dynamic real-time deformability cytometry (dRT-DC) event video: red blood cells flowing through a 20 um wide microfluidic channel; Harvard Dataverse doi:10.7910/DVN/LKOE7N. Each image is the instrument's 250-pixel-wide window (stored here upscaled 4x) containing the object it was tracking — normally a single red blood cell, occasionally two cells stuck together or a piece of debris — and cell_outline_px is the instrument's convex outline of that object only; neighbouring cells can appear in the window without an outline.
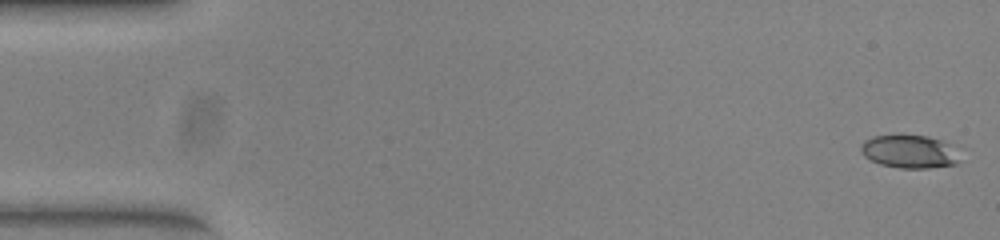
{"species": "common noctule bat (a hibernating species)", "species_latin": "Nyctalus noctula", "temperature_condition": "warm", "stored_images_in_passage": 52, "camera_frame_rate_fps": 3000, "um_per_image_px": 0.085, "animal": {"sex": "female", "body_mass_g": 23.0, "forearm_length_mm": 53.4}, "frame": {"image": 1, "passage_image": 1, "time_ms": 0.0, "image_size_px": [1000, 240], "cell_outline_px": [[956, 164], [928, 168], [900, 168], [880, 164], [864, 156], [860, 152], [860, 144], [864, 140], [872, 136], [928, 136], [940, 140], [948, 144], [956, 160]], "centroid_in_image_um": [77.17, 12.89], "position_along_channel_um": 7.8, "area_um2": 18.44}}
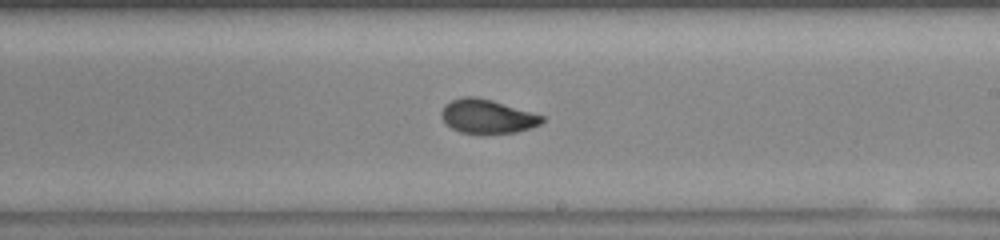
{"frame": {"image": 2, "passage_image": 30, "time_ms": 9.667, "image_size_px": [1000, 240], "cell_outline_px": [[544, 120], [540, 124], [532, 128], [516, 132], [488, 136], [460, 132], [452, 128], [440, 116], [440, 112], [444, 104], [452, 100], [464, 96], [476, 96], [492, 100], [544, 116]], "centroid_in_image_um": [41.41, 9.92], "position_along_channel_um": 247.6, "area_um2": 20.4}}
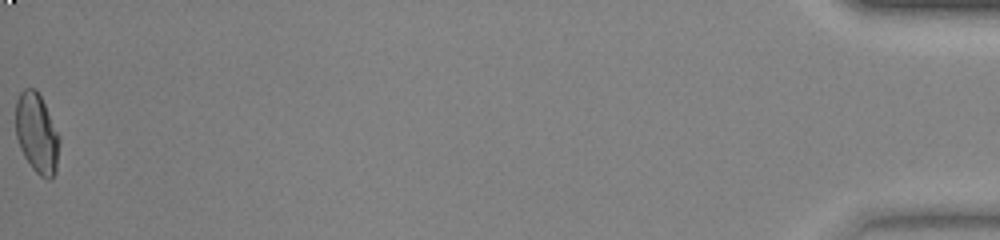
{"frame": {"image": 3, "passage_image": 52, "time_ms": 17.0, "image_size_px": [1000, 240], "cell_outline_px": [[60, 140], [56, 172], [52, 180], [48, 180], [40, 176], [32, 168], [24, 156], [20, 148], [16, 136], [16, 100], [20, 92], [24, 88], [36, 88], [60, 136]], "centroid_in_image_um": [3.14, 11.36], "position_along_channel_um": 432.1, "area_um2": 20.46}, "authors_computed_cell_mechanics": {"area_um2": 20.0277, "velocity_mm_per_s": 3.9533, "shape_relaxation_time_tau1_ms": null, "shape_relaxation_time_tau2_ms": 0.9956, "deformation_change_tau1": null, "deformation_change_tau2": 0.051}}